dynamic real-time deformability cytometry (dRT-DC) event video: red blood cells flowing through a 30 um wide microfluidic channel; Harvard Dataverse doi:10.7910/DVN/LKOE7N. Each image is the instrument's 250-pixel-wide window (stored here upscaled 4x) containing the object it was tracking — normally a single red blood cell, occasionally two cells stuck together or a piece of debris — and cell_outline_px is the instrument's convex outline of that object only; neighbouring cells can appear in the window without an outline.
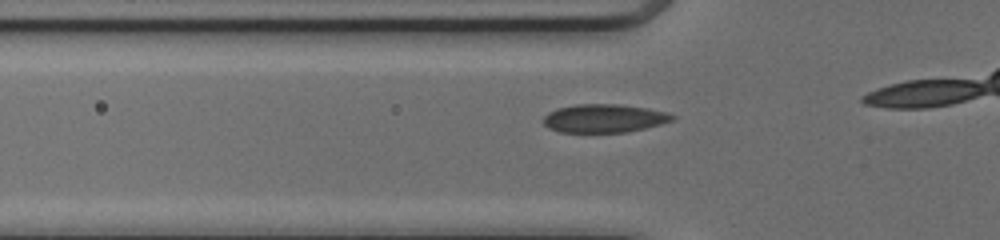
{"species": "common noctule bat (a hibernating species)", "species_latin": "Nyctalus noctula", "temperature_condition": "cold", "stored_images_in_passage": 13, "camera_frame_rate_fps": 3000, "um_per_image_px": 0.085, "animal": {"sex": "female", "body_mass_g": 17.0, "forearm_length_mm": 48.0}, "frame": {"image": 1, "passage_image": 8, "time_ms": 2.333, "image_size_px": [1000, 240], "cell_outline_px": [[676, 116], [672, 120], [660, 124], [628, 132], [560, 132], [548, 128], [544, 124], [544, 116], [548, 112], [556, 108], [576, 104], [616, 104], [644, 108], [664, 112]], "centroid_in_image_um": [51.29, 10.06], "position_along_channel_um": 74.5, "area_um2": 21.1}}
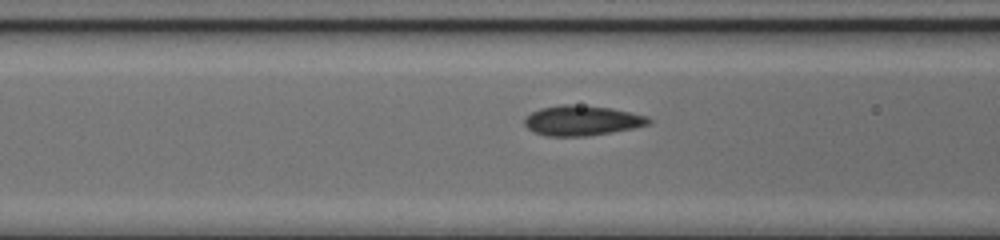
{"frame": {"image": 2, "passage_image": 11, "time_ms": 3.333, "image_size_px": [1000, 240], "cell_outline_px": [[652, 120], [648, 124], [632, 128], [612, 132], [588, 136], [548, 136], [532, 132], [524, 124], [524, 120], [532, 112], [540, 108], [564, 104], [568, 104], [612, 108], [648, 116]], "centroid_in_image_um": [49.46, 10.25], "position_along_channel_um": 117.1, "area_um2": 21.62}}